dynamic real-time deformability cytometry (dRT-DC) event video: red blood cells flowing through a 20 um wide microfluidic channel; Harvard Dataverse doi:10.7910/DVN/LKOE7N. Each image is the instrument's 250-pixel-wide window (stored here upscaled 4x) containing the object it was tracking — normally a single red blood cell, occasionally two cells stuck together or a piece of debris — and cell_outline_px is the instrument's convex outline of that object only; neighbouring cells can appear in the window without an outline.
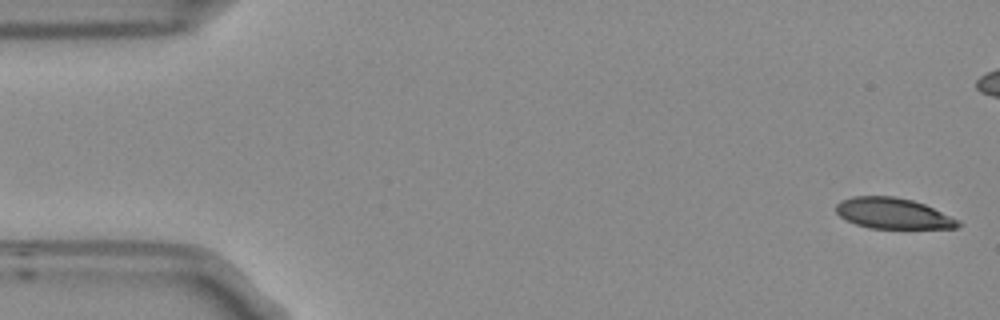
{"species": "Egyptian fruit bat (a non-hibernating species)", "species_latin": "Rousettus aegyptiacus", "temperature_condition": "room temperature", "stored_images_in_passage": 7, "camera_frame_rate_fps": 3000, "um_per_image_px": 0.085, "frame": {"image": 1, "passage_image": 1, "time_ms": 0.0, "image_size_px": [1000, 320], "cell_outline_px": [[964, 224], [960, 228], [868, 228], [856, 224], [840, 216], [836, 212], [836, 204], [840, 200], [852, 196], [896, 196], [912, 200], [924, 204], [960, 220]], "centroid_in_image_um": [75.93, 18.14], "position_along_channel_um": 9.1, "area_um2": 22.02}}